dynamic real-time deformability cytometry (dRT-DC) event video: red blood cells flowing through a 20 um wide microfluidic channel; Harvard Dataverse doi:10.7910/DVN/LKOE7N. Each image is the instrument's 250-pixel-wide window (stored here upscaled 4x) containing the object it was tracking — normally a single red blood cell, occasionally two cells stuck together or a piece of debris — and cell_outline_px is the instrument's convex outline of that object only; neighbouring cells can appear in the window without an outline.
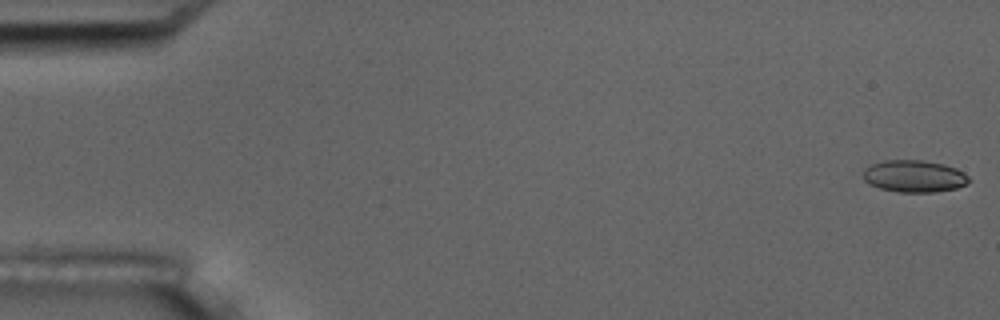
{"species": "common noctule bat (a hibernating species)", "species_latin": "Nyctalus noctula", "temperature_condition": "room temperature", "stored_images_in_passage": 5, "camera_frame_rate_fps": 3000, "um_per_image_px": 0.085, "animal": {"sex": "male", "body_mass_g": 17.5, "forearm_length_mm": 52.3}, "frame": {"image": 1, "passage_image": 1, "time_ms": 0.0, "image_size_px": [1000, 320], "cell_outline_px": [[972, 180], [968, 184], [956, 188], [936, 192], [896, 192], [880, 188], [868, 184], [864, 180], [864, 168], [872, 164], [884, 160], [920, 160], [944, 164], [956, 168], [964, 172]], "centroid_in_image_um": [77.73, 14.98], "position_along_channel_um": 7.3, "area_um2": 19.94}}
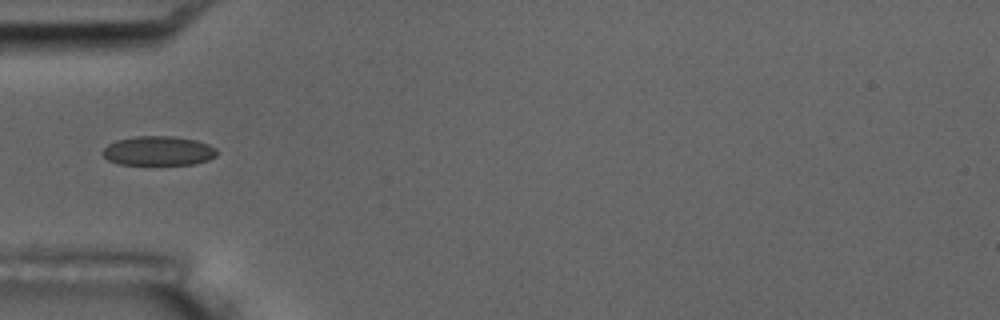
{"frame": {"image": 2, "passage_image": 5, "time_ms": 5.667, "image_size_px": [1000, 320], "cell_outline_px": [[216, 156], [208, 160], [192, 164], [116, 164], [108, 160], [100, 152], [108, 144], [116, 140], [136, 136], [172, 136], [196, 140], [208, 144], [216, 148]], "centroid_in_image_um": [13.43, 12.82], "position_along_channel_um": 71.6, "area_um2": 19.54}}